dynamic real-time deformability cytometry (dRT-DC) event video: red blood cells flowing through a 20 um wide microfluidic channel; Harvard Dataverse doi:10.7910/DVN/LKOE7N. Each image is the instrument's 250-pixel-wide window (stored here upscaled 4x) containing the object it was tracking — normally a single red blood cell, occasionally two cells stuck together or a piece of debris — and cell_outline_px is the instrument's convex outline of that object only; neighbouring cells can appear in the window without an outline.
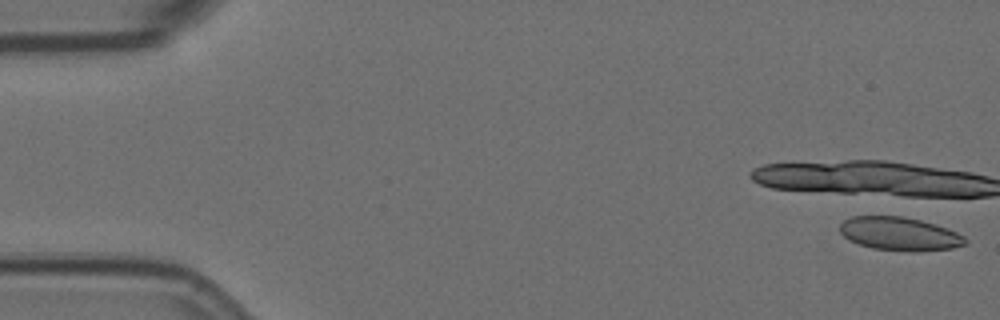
{"species": "Egyptian fruit bat (a non-hibernating species)", "species_latin": "Rousettus aegyptiacus", "temperature_condition": "room temperature", "stored_images_in_passage": 6, "camera_frame_rate_fps": 3000, "um_per_image_px": 0.085, "animal": {"sex": "female"}, "frame": {"image": 1, "passage_image": 1, "time_ms": 0.0, "image_size_px": [1000, 320], "cell_outline_px": [[968, 244], [952, 248], [916, 252], [912, 252], [872, 248], [848, 240], [840, 232], [840, 224], [844, 220], [852, 216], [904, 216], [920, 220], [948, 228], [964, 236], [968, 240]], "centroid_in_image_um": [76.49, 19.88], "position_along_channel_um": 8.5, "area_um2": 24.57}}